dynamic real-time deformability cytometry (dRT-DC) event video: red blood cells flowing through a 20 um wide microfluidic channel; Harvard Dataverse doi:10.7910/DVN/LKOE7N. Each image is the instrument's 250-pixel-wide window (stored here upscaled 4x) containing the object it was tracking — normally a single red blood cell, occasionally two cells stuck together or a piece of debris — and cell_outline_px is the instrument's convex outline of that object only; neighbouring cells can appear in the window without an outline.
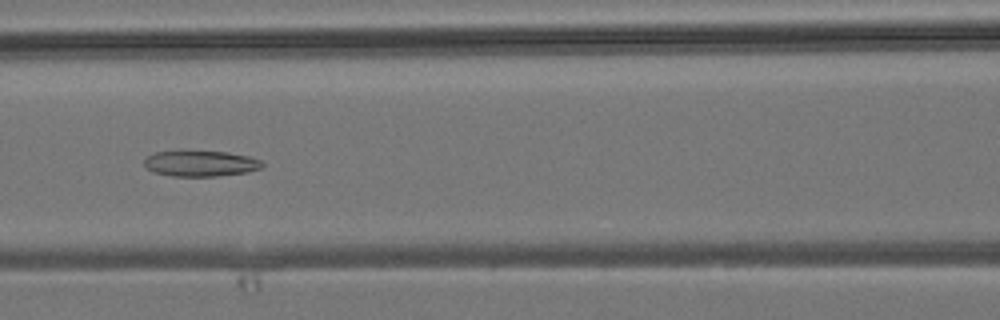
{"species": "common noctule bat (a hibernating species)", "species_latin": "Nyctalus noctula", "temperature_condition": "room temperature", "stored_images_in_passage": 6, "camera_frame_rate_fps": 3000, "um_per_image_px": 0.085, "animal": {"sex": "male", "body_mass_g": 19.2, "forearm_length_mm": 51.8}, "frame": {"image": 1, "passage_image": 6, "time_ms": 6.667, "image_size_px": [1000, 320], "cell_outline_px": [[264, 164], [260, 168], [248, 172], [216, 176], [172, 176], [152, 172], [144, 164], [144, 160], [148, 156], [156, 152], [180, 148], [228, 152], [248, 156], [260, 160]], "centroid_in_image_um": [17.0, 13.85], "position_along_channel_um": 149.6, "area_um2": 18.44}}